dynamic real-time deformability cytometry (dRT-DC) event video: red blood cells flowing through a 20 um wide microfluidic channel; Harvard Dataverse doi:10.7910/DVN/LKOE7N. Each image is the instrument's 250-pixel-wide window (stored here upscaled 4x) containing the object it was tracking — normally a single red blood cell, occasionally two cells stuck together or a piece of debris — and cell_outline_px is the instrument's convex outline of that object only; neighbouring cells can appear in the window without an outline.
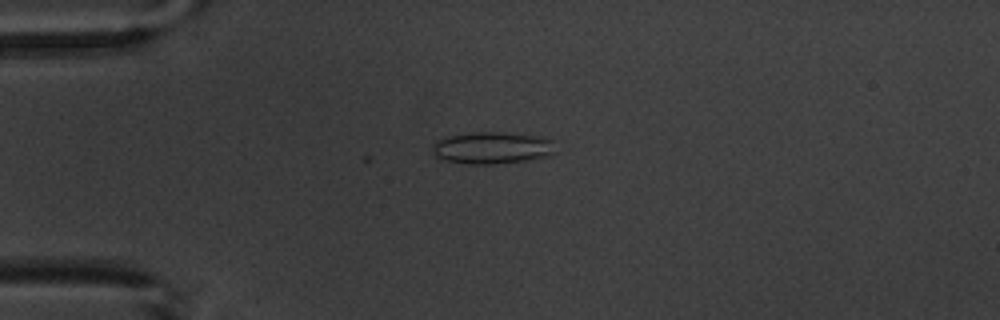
{"species": "common noctule bat (a hibernating species)", "species_latin": "Nyctalus noctula", "temperature_condition": "warm", "stored_images_in_passage": 9, "camera_frame_rate_fps": 3000, "um_per_image_px": 0.085, "animal": {"sex": "male", "body_mass_g": 20.1, "forearm_length_mm": 53.5}, "frame": {"image": 1, "passage_image": 4, "time_ms": 4.333, "image_size_px": [1000, 320], "cell_outline_px": [[556, 152], [548, 156], [528, 160], [492, 164], [468, 164], [444, 160], [436, 156], [432, 152], [432, 144], [436, 140], [444, 136], [476, 132], [496, 132], [544, 136], [552, 140]], "centroid_in_image_um": [41.82, 12.56], "position_along_channel_um": 43.2, "area_um2": 23.18}}
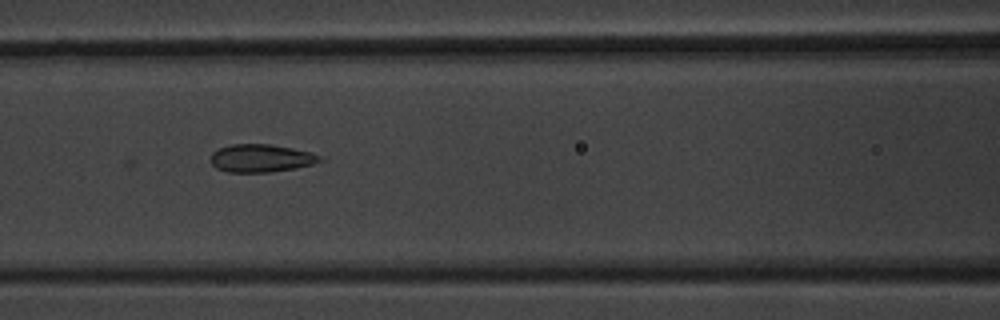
{"frame": {"image": 2, "passage_image": 7, "time_ms": 7.667, "image_size_px": [1000, 320], "cell_outline_px": [[324, 160], [312, 164], [296, 168], [268, 172], [228, 172], [216, 168], [212, 164], [212, 152], [220, 148], [232, 144], [268, 144], [292, 148], [308, 152], [320, 156]], "centroid_in_image_um": [22.18, 13.45], "position_along_channel_um": 144.4, "area_um2": 17.51}}
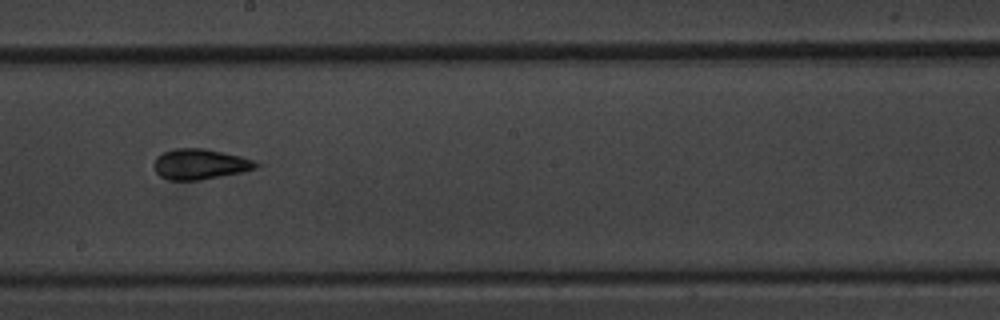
{"frame": {"image": 3, "passage_image": 9, "time_ms": 10.0, "image_size_px": [1000, 320], "cell_outline_px": [[264, 164], [256, 168], [240, 172], [200, 180], [168, 180], [160, 176], [156, 172], [152, 164], [156, 156], [164, 152], [176, 148], [204, 148], [240, 156]], "centroid_in_image_um": [16.98, 13.95], "position_along_channel_um": 231.2, "area_um2": 18.15}}